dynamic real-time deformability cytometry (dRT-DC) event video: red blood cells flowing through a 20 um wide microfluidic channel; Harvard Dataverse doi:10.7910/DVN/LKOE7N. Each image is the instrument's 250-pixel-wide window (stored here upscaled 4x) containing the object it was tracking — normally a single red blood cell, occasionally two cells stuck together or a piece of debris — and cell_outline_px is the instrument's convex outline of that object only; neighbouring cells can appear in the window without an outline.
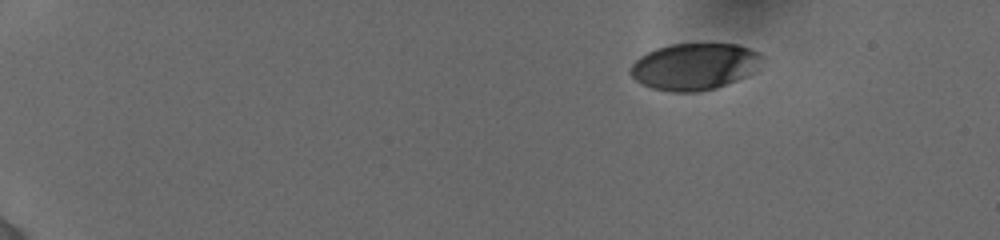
{"species": "human", "species_latin": "Homo sapiens", "temperature_condition": "cold", "stored_images_in_passage": 6, "camera_frame_rate_fps": 3000, "um_per_image_px": 0.085, "donor": {"sex": "female"}, "frame": {"image": 1, "passage_image": 1, "time_ms": 0.0, "image_size_px": [1000, 240], "cell_outline_px": [[764, 56], [744, 76], [736, 80], [716, 88], [696, 92], [676, 92], [652, 88], [636, 80], [632, 76], [632, 64], [640, 56], [656, 48], [672, 44], [736, 44], [760, 52]], "centroid_in_image_um": [58.99, 5.64], "position_along_channel_um": 26.0, "area_um2": 35.03}}
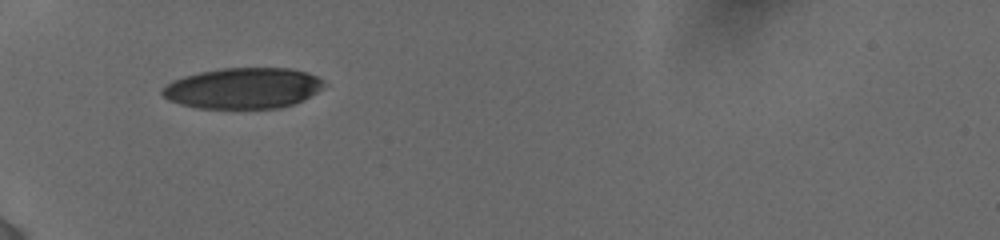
{"frame": {"image": 2, "passage_image": 5, "time_ms": 4.0, "image_size_px": [1000, 240], "cell_outline_px": [[324, 84], [316, 92], [292, 104], [280, 108], [200, 108], [180, 104], [168, 100], [160, 92], [172, 80], [184, 76], [200, 72], [220, 68], [292, 68], [308, 72], [316, 76]], "centroid_in_image_um": [20.62, 7.49], "position_along_channel_um": 64.4, "area_um2": 38.15}}